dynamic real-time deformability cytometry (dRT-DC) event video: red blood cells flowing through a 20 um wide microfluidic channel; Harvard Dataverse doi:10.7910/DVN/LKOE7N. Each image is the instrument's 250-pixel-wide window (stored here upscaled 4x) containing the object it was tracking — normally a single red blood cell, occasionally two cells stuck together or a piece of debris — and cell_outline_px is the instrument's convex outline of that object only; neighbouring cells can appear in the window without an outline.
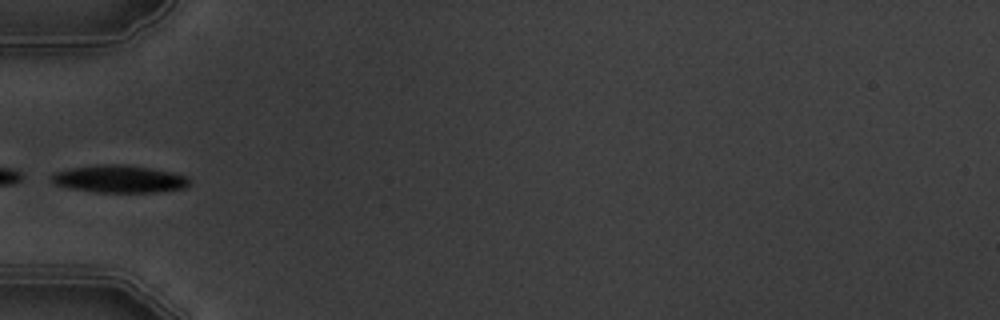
{"species": "common noctule bat (a hibernating species)", "species_latin": "Nyctalus noctula", "temperature_condition": "warm", "stored_images_in_passage": 7, "camera_frame_rate_fps": 3000, "um_per_image_px": 0.085, "animal": {"sex": "male", "body_mass_g": 19.5, "forearm_length_mm": 54.6}, "frame": {"image": 1, "passage_image": 5, "time_ms": 4.667, "image_size_px": [1000, 320], "cell_outline_px": [[192, 184], [184, 188], [156, 192], [96, 192], [68, 188], [52, 184], [48, 180], [48, 176], [56, 172], [72, 168], [100, 164], [124, 164], [172, 172], [188, 176]], "centroid_in_image_um": [10.11, 15.22], "position_along_channel_um": 74.9, "area_um2": 22.31}}